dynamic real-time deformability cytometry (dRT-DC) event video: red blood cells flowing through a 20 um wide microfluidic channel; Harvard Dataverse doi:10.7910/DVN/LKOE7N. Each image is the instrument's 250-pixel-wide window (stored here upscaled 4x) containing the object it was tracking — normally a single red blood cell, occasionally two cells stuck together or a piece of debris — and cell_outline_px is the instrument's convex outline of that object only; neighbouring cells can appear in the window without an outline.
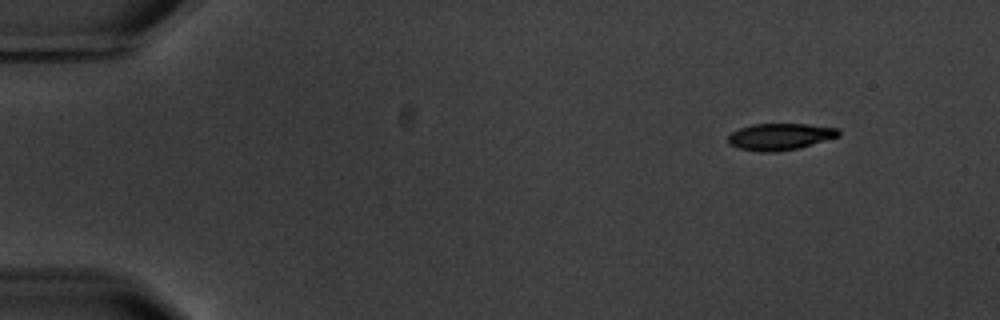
{"species": "common noctule bat (a hibernating species)", "species_latin": "Nyctalus noctula", "temperature_condition": "warm", "stored_images_in_passage": 4, "camera_frame_rate_fps": 3000, "um_per_image_px": 0.085, "animal": {"sex": "male", "body_mass_g": 20.1, "forearm_length_mm": 53.5}, "frame": {"image": 1, "passage_image": 1, "time_ms": 0.0, "image_size_px": [1000, 320], "cell_outline_px": [[840, 136], [800, 148], [776, 152], [760, 152], [740, 148], [728, 144], [728, 136], [732, 132], [740, 128], [752, 124], [808, 124], [836, 128], [840, 132]], "centroid_in_image_um": [66.3, 11.62], "position_along_channel_um": 18.7, "area_um2": 17.22}}
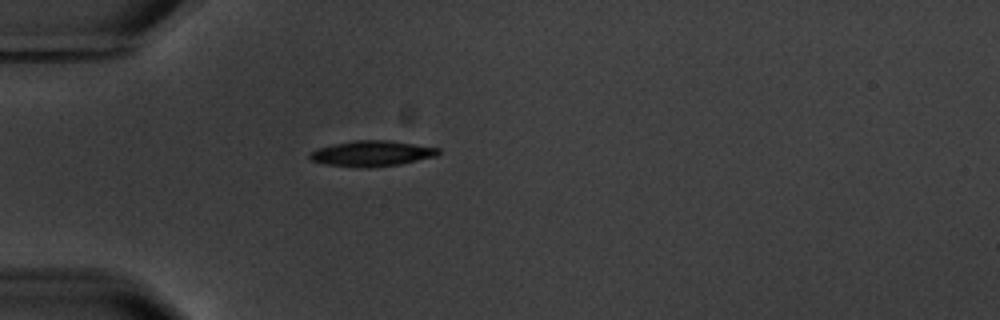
{"frame": {"image": 2, "passage_image": 4, "time_ms": 3.667, "image_size_px": [1000, 320], "cell_outline_px": [[440, 152], [436, 156], [400, 164], [368, 168], [324, 164], [312, 160], [308, 156], [308, 152], [316, 148], [332, 144], [356, 140], [388, 140], [440, 148]], "centroid_in_image_um": [31.57, 13.04], "position_along_channel_um": 53.4, "area_um2": 19.19}}